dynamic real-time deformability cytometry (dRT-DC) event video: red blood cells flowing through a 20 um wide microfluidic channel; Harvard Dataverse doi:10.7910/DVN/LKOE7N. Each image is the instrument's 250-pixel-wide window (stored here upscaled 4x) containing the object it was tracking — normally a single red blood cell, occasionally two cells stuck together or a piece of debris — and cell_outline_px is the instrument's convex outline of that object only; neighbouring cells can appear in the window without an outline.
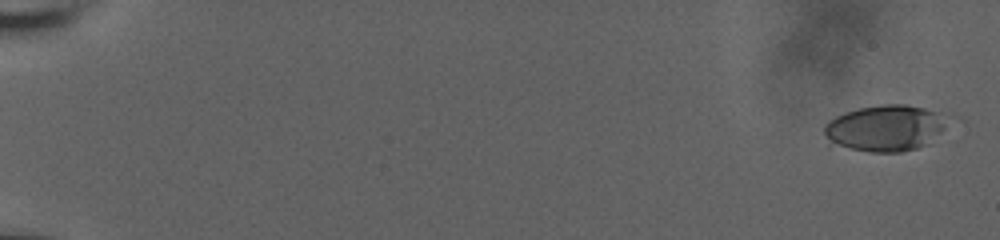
{"species": "human", "species_latin": "Homo sapiens", "temperature_condition": "room temperature", "stored_images_in_passage": 16, "camera_frame_rate_fps": 3000, "um_per_image_px": 0.085, "donor": {"sex": "male"}, "frame": {"image": 1, "passage_image": 1, "time_ms": 0.0, "image_size_px": [1000, 240], "cell_outline_px": [[940, 132], [928, 144], [916, 148], [900, 152], [868, 152], [828, 148], [824, 132], [824, 124], [828, 120], [836, 116], [860, 108], [880, 104], [904, 104], [924, 108], [932, 112], [940, 124]], "centroid_in_image_um": [74.98, 10.95], "position_along_channel_um": 10.0, "area_um2": 32.89}}
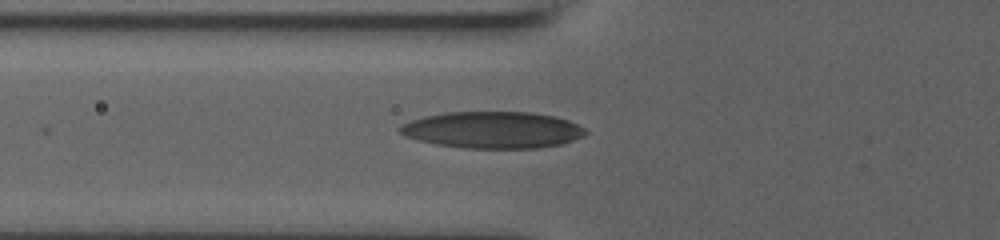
{"frame": {"image": 2, "passage_image": 14, "time_ms": 7.667, "image_size_px": [1000, 240], "cell_outline_px": [[588, 132], [584, 136], [560, 144], [536, 148], [464, 148], [436, 144], [404, 136], [396, 128], [400, 124], [424, 116], [444, 112], [532, 112], [556, 116], [568, 120], [584, 128]], "centroid_in_image_um": [41.86, 11.03], "position_along_channel_um": 83.9, "area_um2": 39.77}}
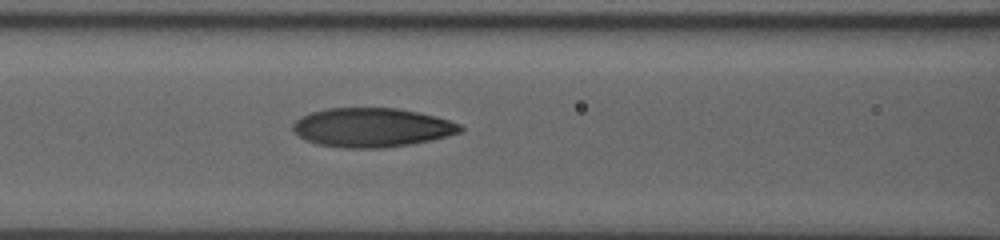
{"frame": {"image": 3, "passage_image": 16, "time_ms": 9.0, "image_size_px": [1000, 240], "cell_outline_px": [[464, 128], [460, 132], [448, 136], [412, 144], [384, 148], [344, 148], [316, 144], [304, 140], [292, 128], [292, 124], [300, 116], [312, 112], [328, 108], [396, 108], [436, 116], [460, 124]], "centroid_in_image_um": [31.59, 10.84], "position_along_channel_um": 135.0, "area_um2": 38.15}}